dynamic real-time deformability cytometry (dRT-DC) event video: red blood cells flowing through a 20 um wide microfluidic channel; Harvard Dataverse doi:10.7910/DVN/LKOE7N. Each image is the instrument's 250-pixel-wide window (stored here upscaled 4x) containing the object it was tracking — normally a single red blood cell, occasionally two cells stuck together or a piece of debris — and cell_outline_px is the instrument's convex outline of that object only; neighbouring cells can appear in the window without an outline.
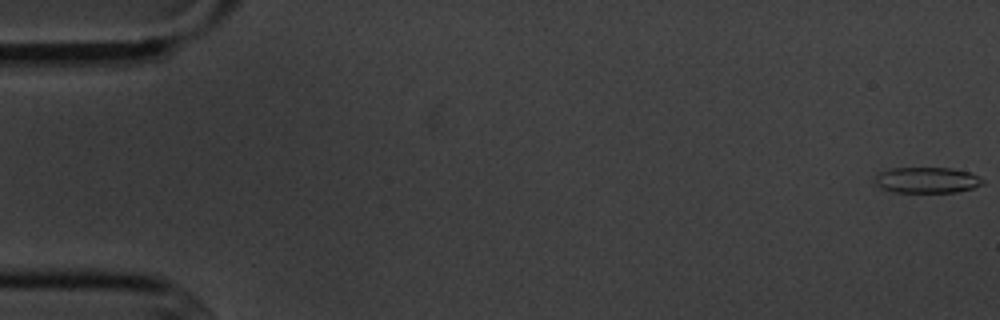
{"species": "common noctule bat (a hibernating species)", "species_latin": "Nyctalus noctula", "temperature_condition": "cold", "stored_images_in_passage": 5, "camera_frame_rate_fps": 3000, "um_per_image_px": 0.085, "animal": {"sex": "male", "body_mass_g": 20.1, "forearm_length_mm": 53.5}, "frame": {"image": 1, "passage_image": 1, "time_ms": 0.0, "image_size_px": [1000, 320], "cell_outline_px": [[984, 184], [972, 188], [956, 192], [892, 192], [880, 188], [876, 184], [876, 176], [880, 172], [892, 168], [952, 168], [968, 172], [984, 180]], "centroid_in_image_um": [78.78, 15.31], "position_along_channel_um": 6.2, "area_um2": 16.13}}
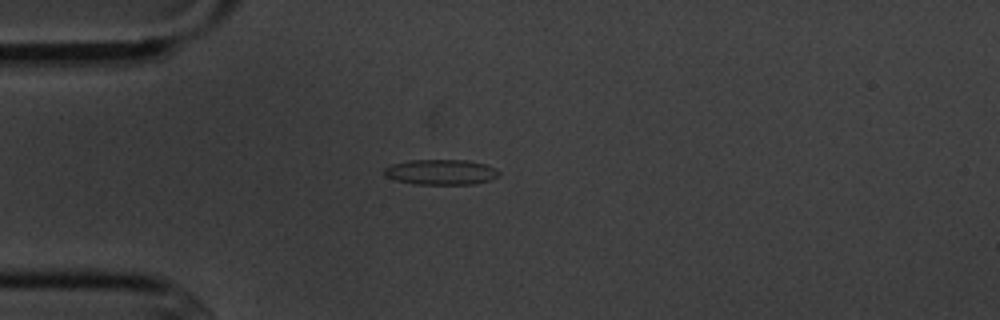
{"frame": {"image": 2, "passage_image": 5, "time_ms": 4.667, "image_size_px": [1000, 320], "cell_outline_px": [[500, 176], [488, 180], [472, 184], [416, 184], [396, 180], [384, 176], [384, 168], [392, 164], [408, 160], [468, 160], [484, 164], [496, 168], [500, 172]], "centroid_in_image_um": [37.48, 14.62], "position_along_channel_um": 47.5, "area_um2": 16.94}}